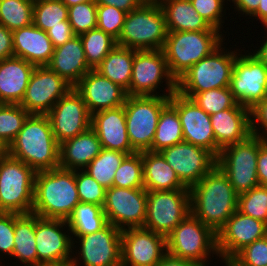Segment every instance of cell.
Instances as JSON below:
<instances>
[{
	"label": "cell",
	"mask_w": 267,
	"mask_h": 266,
	"mask_svg": "<svg viewBox=\"0 0 267 266\" xmlns=\"http://www.w3.org/2000/svg\"><path fill=\"white\" fill-rule=\"evenodd\" d=\"M189 192L191 214L216 234L237 210L238 194L217 165Z\"/></svg>",
	"instance_id": "obj_1"
},
{
	"label": "cell",
	"mask_w": 267,
	"mask_h": 266,
	"mask_svg": "<svg viewBox=\"0 0 267 266\" xmlns=\"http://www.w3.org/2000/svg\"><path fill=\"white\" fill-rule=\"evenodd\" d=\"M60 144L54 137L47 115L29 114L22 129L9 145V155L35 172L59 167Z\"/></svg>",
	"instance_id": "obj_2"
},
{
	"label": "cell",
	"mask_w": 267,
	"mask_h": 266,
	"mask_svg": "<svg viewBox=\"0 0 267 266\" xmlns=\"http://www.w3.org/2000/svg\"><path fill=\"white\" fill-rule=\"evenodd\" d=\"M79 203L75 170L58 167L36 172L33 214L41 218L67 221Z\"/></svg>",
	"instance_id": "obj_3"
},
{
	"label": "cell",
	"mask_w": 267,
	"mask_h": 266,
	"mask_svg": "<svg viewBox=\"0 0 267 266\" xmlns=\"http://www.w3.org/2000/svg\"><path fill=\"white\" fill-rule=\"evenodd\" d=\"M225 41L177 80L179 94L191 99L196 93L230 86L233 65L241 48L230 43L232 47L229 46V49L226 47L229 42Z\"/></svg>",
	"instance_id": "obj_4"
},
{
	"label": "cell",
	"mask_w": 267,
	"mask_h": 266,
	"mask_svg": "<svg viewBox=\"0 0 267 266\" xmlns=\"http://www.w3.org/2000/svg\"><path fill=\"white\" fill-rule=\"evenodd\" d=\"M168 30L157 0H146L127 13L117 45L135 50H162Z\"/></svg>",
	"instance_id": "obj_5"
},
{
	"label": "cell",
	"mask_w": 267,
	"mask_h": 266,
	"mask_svg": "<svg viewBox=\"0 0 267 266\" xmlns=\"http://www.w3.org/2000/svg\"><path fill=\"white\" fill-rule=\"evenodd\" d=\"M224 35L219 30L168 32L162 50L176 81L227 39Z\"/></svg>",
	"instance_id": "obj_6"
},
{
	"label": "cell",
	"mask_w": 267,
	"mask_h": 266,
	"mask_svg": "<svg viewBox=\"0 0 267 266\" xmlns=\"http://www.w3.org/2000/svg\"><path fill=\"white\" fill-rule=\"evenodd\" d=\"M166 244L169 255L193 261L200 266L213 264L210 262H213L211 259L214 256L220 260L217 234L192 214L171 231L166 237Z\"/></svg>",
	"instance_id": "obj_7"
},
{
	"label": "cell",
	"mask_w": 267,
	"mask_h": 266,
	"mask_svg": "<svg viewBox=\"0 0 267 266\" xmlns=\"http://www.w3.org/2000/svg\"><path fill=\"white\" fill-rule=\"evenodd\" d=\"M176 91L163 50H135L129 96L170 97Z\"/></svg>",
	"instance_id": "obj_8"
},
{
	"label": "cell",
	"mask_w": 267,
	"mask_h": 266,
	"mask_svg": "<svg viewBox=\"0 0 267 266\" xmlns=\"http://www.w3.org/2000/svg\"><path fill=\"white\" fill-rule=\"evenodd\" d=\"M35 174L10 155L0 160V212L32 213Z\"/></svg>",
	"instance_id": "obj_9"
},
{
	"label": "cell",
	"mask_w": 267,
	"mask_h": 266,
	"mask_svg": "<svg viewBox=\"0 0 267 266\" xmlns=\"http://www.w3.org/2000/svg\"><path fill=\"white\" fill-rule=\"evenodd\" d=\"M265 141L251 134L246 140L223 148L217 156L218 168L227 176L238 195L259 186L257 158L259 147Z\"/></svg>",
	"instance_id": "obj_10"
},
{
	"label": "cell",
	"mask_w": 267,
	"mask_h": 266,
	"mask_svg": "<svg viewBox=\"0 0 267 266\" xmlns=\"http://www.w3.org/2000/svg\"><path fill=\"white\" fill-rule=\"evenodd\" d=\"M169 102L170 97L127 95L124 103L127 134L136 152L152 151L160 113Z\"/></svg>",
	"instance_id": "obj_11"
},
{
	"label": "cell",
	"mask_w": 267,
	"mask_h": 266,
	"mask_svg": "<svg viewBox=\"0 0 267 266\" xmlns=\"http://www.w3.org/2000/svg\"><path fill=\"white\" fill-rule=\"evenodd\" d=\"M72 240V266H121V230L112 224Z\"/></svg>",
	"instance_id": "obj_12"
},
{
	"label": "cell",
	"mask_w": 267,
	"mask_h": 266,
	"mask_svg": "<svg viewBox=\"0 0 267 266\" xmlns=\"http://www.w3.org/2000/svg\"><path fill=\"white\" fill-rule=\"evenodd\" d=\"M240 46L243 50L235 59L229 88L237 104L252 109L267 96V66Z\"/></svg>",
	"instance_id": "obj_13"
},
{
	"label": "cell",
	"mask_w": 267,
	"mask_h": 266,
	"mask_svg": "<svg viewBox=\"0 0 267 266\" xmlns=\"http://www.w3.org/2000/svg\"><path fill=\"white\" fill-rule=\"evenodd\" d=\"M189 214V190L147 191L145 228L167 237Z\"/></svg>",
	"instance_id": "obj_14"
},
{
	"label": "cell",
	"mask_w": 267,
	"mask_h": 266,
	"mask_svg": "<svg viewBox=\"0 0 267 266\" xmlns=\"http://www.w3.org/2000/svg\"><path fill=\"white\" fill-rule=\"evenodd\" d=\"M147 210V191L144 188L106 189L103 211L108 223L121 231L144 227Z\"/></svg>",
	"instance_id": "obj_15"
},
{
	"label": "cell",
	"mask_w": 267,
	"mask_h": 266,
	"mask_svg": "<svg viewBox=\"0 0 267 266\" xmlns=\"http://www.w3.org/2000/svg\"><path fill=\"white\" fill-rule=\"evenodd\" d=\"M72 88L48 66H36L20 105L29 114L47 115L54 104Z\"/></svg>",
	"instance_id": "obj_16"
},
{
	"label": "cell",
	"mask_w": 267,
	"mask_h": 266,
	"mask_svg": "<svg viewBox=\"0 0 267 266\" xmlns=\"http://www.w3.org/2000/svg\"><path fill=\"white\" fill-rule=\"evenodd\" d=\"M166 254L163 235L145 227L121 231V266H156Z\"/></svg>",
	"instance_id": "obj_17"
},
{
	"label": "cell",
	"mask_w": 267,
	"mask_h": 266,
	"mask_svg": "<svg viewBox=\"0 0 267 266\" xmlns=\"http://www.w3.org/2000/svg\"><path fill=\"white\" fill-rule=\"evenodd\" d=\"M160 153L187 188L198 183L217 165V158L210 151L185 141Z\"/></svg>",
	"instance_id": "obj_18"
},
{
	"label": "cell",
	"mask_w": 267,
	"mask_h": 266,
	"mask_svg": "<svg viewBox=\"0 0 267 266\" xmlns=\"http://www.w3.org/2000/svg\"><path fill=\"white\" fill-rule=\"evenodd\" d=\"M169 103L179 115L184 141L210 151L217 158L221 149L216 144L210 115L177 91L170 96Z\"/></svg>",
	"instance_id": "obj_19"
},
{
	"label": "cell",
	"mask_w": 267,
	"mask_h": 266,
	"mask_svg": "<svg viewBox=\"0 0 267 266\" xmlns=\"http://www.w3.org/2000/svg\"><path fill=\"white\" fill-rule=\"evenodd\" d=\"M47 116L59 144L91 127V114L74 87L54 104Z\"/></svg>",
	"instance_id": "obj_20"
},
{
	"label": "cell",
	"mask_w": 267,
	"mask_h": 266,
	"mask_svg": "<svg viewBox=\"0 0 267 266\" xmlns=\"http://www.w3.org/2000/svg\"><path fill=\"white\" fill-rule=\"evenodd\" d=\"M267 235V224L236 210L217 232V250L224 265L242 248Z\"/></svg>",
	"instance_id": "obj_21"
},
{
	"label": "cell",
	"mask_w": 267,
	"mask_h": 266,
	"mask_svg": "<svg viewBox=\"0 0 267 266\" xmlns=\"http://www.w3.org/2000/svg\"><path fill=\"white\" fill-rule=\"evenodd\" d=\"M35 241L38 264L72 261L73 240L66 220L36 215Z\"/></svg>",
	"instance_id": "obj_22"
},
{
	"label": "cell",
	"mask_w": 267,
	"mask_h": 266,
	"mask_svg": "<svg viewBox=\"0 0 267 266\" xmlns=\"http://www.w3.org/2000/svg\"><path fill=\"white\" fill-rule=\"evenodd\" d=\"M74 89L82 96L89 113L124 105L127 93L96 70L88 71Z\"/></svg>",
	"instance_id": "obj_23"
},
{
	"label": "cell",
	"mask_w": 267,
	"mask_h": 266,
	"mask_svg": "<svg viewBox=\"0 0 267 266\" xmlns=\"http://www.w3.org/2000/svg\"><path fill=\"white\" fill-rule=\"evenodd\" d=\"M91 128L96 132L102 148L128 155L136 153L129 142L124 105L93 113Z\"/></svg>",
	"instance_id": "obj_24"
},
{
	"label": "cell",
	"mask_w": 267,
	"mask_h": 266,
	"mask_svg": "<svg viewBox=\"0 0 267 266\" xmlns=\"http://www.w3.org/2000/svg\"><path fill=\"white\" fill-rule=\"evenodd\" d=\"M210 121L216 144L221 150L251 135L250 109L240 104L210 115Z\"/></svg>",
	"instance_id": "obj_25"
},
{
	"label": "cell",
	"mask_w": 267,
	"mask_h": 266,
	"mask_svg": "<svg viewBox=\"0 0 267 266\" xmlns=\"http://www.w3.org/2000/svg\"><path fill=\"white\" fill-rule=\"evenodd\" d=\"M14 56L35 66H47L52 58L54 47L47 32L33 23L12 32Z\"/></svg>",
	"instance_id": "obj_26"
},
{
	"label": "cell",
	"mask_w": 267,
	"mask_h": 266,
	"mask_svg": "<svg viewBox=\"0 0 267 266\" xmlns=\"http://www.w3.org/2000/svg\"><path fill=\"white\" fill-rule=\"evenodd\" d=\"M35 67L16 56L0 60V103L22 102Z\"/></svg>",
	"instance_id": "obj_27"
},
{
	"label": "cell",
	"mask_w": 267,
	"mask_h": 266,
	"mask_svg": "<svg viewBox=\"0 0 267 266\" xmlns=\"http://www.w3.org/2000/svg\"><path fill=\"white\" fill-rule=\"evenodd\" d=\"M47 66L74 87L91 70L85 58L80 36L76 35L63 45L54 48Z\"/></svg>",
	"instance_id": "obj_28"
},
{
	"label": "cell",
	"mask_w": 267,
	"mask_h": 266,
	"mask_svg": "<svg viewBox=\"0 0 267 266\" xmlns=\"http://www.w3.org/2000/svg\"><path fill=\"white\" fill-rule=\"evenodd\" d=\"M102 150L96 132L87 131L60 144L59 167L67 170H84Z\"/></svg>",
	"instance_id": "obj_29"
},
{
	"label": "cell",
	"mask_w": 267,
	"mask_h": 266,
	"mask_svg": "<svg viewBox=\"0 0 267 266\" xmlns=\"http://www.w3.org/2000/svg\"><path fill=\"white\" fill-rule=\"evenodd\" d=\"M142 161L146 191L189 190L160 152L143 151Z\"/></svg>",
	"instance_id": "obj_30"
},
{
	"label": "cell",
	"mask_w": 267,
	"mask_h": 266,
	"mask_svg": "<svg viewBox=\"0 0 267 266\" xmlns=\"http://www.w3.org/2000/svg\"><path fill=\"white\" fill-rule=\"evenodd\" d=\"M165 14L168 32L218 30L194 9L190 0H157Z\"/></svg>",
	"instance_id": "obj_31"
},
{
	"label": "cell",
	"mask_w": 267,
	"mask_h": 266,
	"mask_svg": "<svg viewBox=\"0 0 267 266\" xmlns=\"http://www.w3.org/2000/svg\"><path fill=\"white\" fill-rule=\"evenodd\" d=\"M35 225V214L14 213V249L11 260L14 259L16 262L13 261V265H15V263V266H31L38 264L35 241Z\"/></svg>",
	"instance_id": "obj_32"
},
{
	"label": "cell",
	"mask_w": 267,
	"mask_h": 266,
	"mask_svg": "<svg viewBox=\"0 0 267 266\" xmlns=\"http://www.w3.org/2000/svg\"><path fill=\"white\" fill-rule=\"evenodd\" d=\"M135 49L116 45L95 69L129 95Z\"/></svg>",
	"instance_id": "obj_33"
},
{
	"label": "cell",
	"mask_w": 267,
	"mask_h": 266,
	"mask_svg": "<svg viewBox=\"0 0 267 266\" xmlns=\"http://www.w3.org/2000/svg\"><path fill=\"white\" fill-rule=\"evenodd\" d=\"M67 223L71 236H81L101 230L108 221L103 206L79 203L67 219Z\"/></svg>",
	"instance_id": "obj_34"
},
{
	"label": "cell",
	"mask_w": 267,
	"mask_h": 266,
	"mask_svg": "<svg viewBox=\"0 0 267 266\" xmlns=\"http://www.w3.org/2000/svg\"><path fill=\"white\" fill-rule=\"evenodd\" d=\"M183 141V129L179 115L177 110L168 103L160 113L152 142V152H161Z\"/></svg>",
	"instance_id": "obj_35"
},
{
	"label": "cell",
	"mask_w": 267,
	"mask_h": 266,
	"mask_svg": "<svg viewBox=\"0 0 267 266\" xmlns=\"http://www.w3.org/2000/svg\"><path fill=\"white\" fill-rule=\"evenodd\" d=\"M127 155L120 151L102 148L99 155L86 166L84 171L105 189L111 188L115 172Z\"/></svg>",
	"instance_id": "obj_36"
},
{
	"label": "cell",
	"mask_w": 267,
	"mask_h": 266,
	"mask_svg": "<svg viewBox=\"0 0 267 266\" xmlns=\"http://www.w3.org/2000/svg\"><path fill=\"white\" fill-rule=\"evenodd\" d=\"M84 48L85 58L91 70H95L117 45L116 39L98 28L79 35Z\"/></svg>",
	"instance_id": "obj_37"
},
{
	"label": "cell",
	"mask_w": 267,
	"mask_h": 266,
	"mask_svg": "<svg viewBox=\"0 0 267 266\" xmlns=\"http://www.w3.org/2000/svg\"><path fill=\"white\" fill-rule=\"evenodd\" d=\"M34 0H0V24L10 31L33 23Z\"/></svg>",
	"instance_id": "obj_38"
},
{
	"label": "cell",
	"mask_w": 267,
	"mask_h": 266,
	"mask_svg": "<svg viewBox=\"0 0 267 266\" xmlns=\"http://www.w3.org/2000/svg\"><path fill=\"white\" fill-rule=\"evenodd\" d=\"M68 20V7L60 0H34L33 24L43 31Z\"/></svg>",
	"instance_id": "obj_39"
},
{
	"label": "cell",
	"mask_w": 267,
	"mask_h": 266,
	"mask_svg": "<svg viewBox=\"0 0 267 266\" xmlns=\"http://www.w3.org/2000/svg\"><path fill=\"white\" fill-rule=\"evenodd\" d=\"M113 186L144 188L142 152L127 155L115 172Z\"/></svg>",
	"instance_id": "obj_40"
},
{
	"label": "cell",
	"mask_w": 267,
	"mask_h": 266,
	"mask_svg": "<svg viewBox=\"0 0 267 266\" xmlns=\"http://www.w3.org/2000/svg\"><path fill=\"white\" fill-rule=\"evenodd\" d=\"M29 113L20 104L0 103V139L10 145Z\"/></svg>",
	"instance_id": "obj_41"
},
{
	"label": "cell",
	"mask_w": 267,
	"mask_h": 266,
	"mask_svg": "<svg viewBox=\"0 0 267 266\" xmlns=\"http://www.w3.org/2000/svg\"><path fill=\"white\" fill-rule=\"evenodd\" d=\"M237 210L267 224V186H256L238 195Z\"/></svg>",
	"instance_id": "obj_42"
},
{
	"label": "cell",
	"mask_w": 267,
	"mask_h": 266,
	"mask_svg": "<svg viewBox=\"0 0 267 266\" xmlns=\"http://www.w3.org/2000/svg\"><path fill=\"white\" fill-rule=\"evenodd\" d=\"M191 99L209 115L232 108L237 103L229 87L199 92Z\"/></svg>",
	"instance_id": "obj_43"
},
{
	"label": "cell",
	"mask_w": 267,
	"mask_h": 266,
	"mask_svg": "<svg viewBox=\"0 0 267 266\" xmlns=\"http://www.w3.org/2000/svg\"><path fill=\"white\" fill-rule=\"evenodd\" d=\"M68 21L77 36L97 28V4L94 0L68 7Z\"/></svg>",
	"instance_id": "obj_44"
},
{
	"label": "cell",
	"mask_w": 267,
	"mask_h": 266,
	"mask_svg": "<svg viewBox=\"0 0 267 266\" xmlns=\"http://www.w3.org/2000/svg\"><path fill=\"white\" fill-rule=\"evenodd\" d=\"M194 9L200 14L201 17H203L208 24L211 27H214L218 29L220 32L223 31V34H226L229 32H225L224 29H226L223 25L228 20L225 16L226 14H231L229 12L230 3H228L226 0H190ZM226 4V5H225ZM229 13H227V10ZM226 17V18H225Z\"/></svg>",
	"instance_id": "obj_45"
},
{
	"label": "cell",
	"mask_w": 267,
	"mask_h": 266,
	"mask_svg": "<svg viewBox=\"0 0 267 266\" xmlns=\"http://www.w3.org/2000/svg\"><path fill=\"white\" fill-rule=\"evenodd\" d=\"M223 266H267V235L242 248Z\"/></svg>",
	"instance_id": "obj_46"
},
{
	"label": "cell",
	"mask_w": 267,
	"mask_h": 266,
	"mask_svg": "<svg viewBox=\"0 0 267 266\" xmlns=\"http://www.w3.org/2000/svg\"><path fill=\"white\" fill-rule=\"evenodd\" d=\"M75 180L80 203L104 206L106 189L84 170H75Z\"/></svg>",
	"instance_id": "obj_47"
},
{
	"label": "cell",
	"mask_w": 267,
	"mask_h": 266,
	"mask_svg": "<svg viewBox=\"0 0 267 266\" xmlns=\"http://www.w3.org/2000/svg\"><path fill=\"white\" fill-rule=\"evenodd\" d=\"M127 12L109 5H97V28L119 38Z\"/></svg>",
	"instance_id": "obj_48"
},
{
	"label": "cell",
	"mask_w": 267,
	"mask_h": 266,
	"mask_svg": "<svg viewBox=\"0 0 267 266\" xmlns=\"http://www.w3.org/2000/svg\"><path fill=\"white\" fill-rule=\"evenodd\" d=\"M13 249L14 213L0 212V266H5V261L3 260L6 259L5 257L11 259L10 257H12ZM2 261H4V263H2Z\"/></svg>",
	"instance_id": "obj_49"
},
{
	"label": "cell",
	"mask_w": 267,
	"mask_h": 266,
	"mask_svg": "<svg viewBox=\"0 0 267 266\" xmlns=\"http://www.w3.org/2000/svg\"><path fill=\"white\" fill-rule=\"evenodd\" d=\"M251 134L267 140V96L250 109Z\"/></svg>",
	"instance_id": "obj_50"
},
{
	"label": "cell",
	"mask_w": 267,
	"mask_h": 266,
	"mask_svg": "<svg viewBox=\"0 0 267 266\" xmlns=\"http://www.w3.org/2000/svg\"><path fill=\"white\" fill-rule=\"evenodd\" d=\"M46 32L54 48L63 45L76 36L68 20L62 21V25L49 28Z\"/></svg>",
	"instance_id": "obj_51"
},
{
	"label": "cell",
	"mask_w": 267,
	"mask_h": 266,
	"mask_svg": "<svg viewBox=\"0 0 267 266\" xmlns=\"http://www.w3.org/2000/svg\"><path fill=\"white\" fill-rule=\"evenodd\" d=\"M260 0H234L230 9H234L233 12H237L238 17H246L245 20L249 19L258 9ZM233 6V7H232ZM248 16V17H247Z\"/></svg>",
	"instance_id": "obj_52"
},
{
	"label": "cell",
	"mask_w": 267,
	"mask_h": 266,
	"mask_svg": "<svg viewBox=\"0 0 267 266\" xmlns=\"http://www.w3.org/2000/svg\"><path fill=\"white\" fill-rule=\"evenodd\" d=\"M14 56L12 31L0 24V60Z\"/></svg>",
	"instance_id": "obj_53"
},
{
	"label": "cell",
	"mask_w": 267,
	"mask_h": 266,
	"mask_svg": "<svg viewBox=\"0 0 267 266\" xmlns=\"http://www.w3.org/2000/svg\"><path fill=\"white\" fill-rule=\"evenodd\" d=\"M257 176L261 186H267V140L259 147Z\"/></svg>",
	"instance_id": "obj_54"
},
{
	"label": "cell",
	"mask_w": 267,
	"mask_h": 266,
	"mask_svg": "<svg viewBox=\"0 0 267 266\" xmlns=\"http://www.w3.org/2000/svg\"><path fill=\"white\" fill-rule=\"evenodd\" d=\"M97 5H109L127 13L137 9L146 0H94Z\"/></svg>",
	"instance_id": "obj_55"
},
{
	"label": "cell",
	"mask_w": 267,
	"mask_h": 266,
	"mask_svg": "<svg viewBox=\"0 0 267 266\" xmlns=\"http://www.w3.org/2000/svg\"><path fill=\"white\" fill-rule=\"evenodd\" d=\"M156 266H200V265L187 259H180L173 257L167 253Z\"/></svg>",
	"instance_id": "obj_56"
},
{
	"label": "cell",
	"mask_w": 267,
	"mask_h": 266,
	"mask_svg": "<svg viewBox=\"0 0 267 266\" xmlns=\"http://www.w3.org/2000/svg\"><path fill=\"white\" fill-rule=\"evenodd\" d=\"M262 29H264V32H266L267 34V25L263 26ZM262 38L263 39L260 40V45L258 47L257 46L253 47L255 49L250 48V51L267 66V35L263 36Z\"/></svg>",
	"instance_id": "obj_57"
},
{
	"label": "cell",
	"mask_w": 267,
	"mask_h": 266,
	"mask_svg": "<svg viewBox=\"0 0 267 266\" xmlns=\"http://www.w3.org/2000/svg\"><path fill=\"white\" fill-rule=\"evenodd\" d=\"M254 18L256 21L259 20L257 23L262 24L261 26L267 25V0H260L257 11L249 18L252 19L251 22L253 27L255 26L253 25V21L255 22Z\"/></svg>",
	"instance_id": "obj_58"
},
{
	"label": "cell",
	"mask_w": 267,
	"mask_h": 266,
	"mask_svg": "<svg viewBox=\"0 0 267 266\" xmlns=\"http://www.w3.org/2000/svg\"><path fill=\"white\" fill-rule=\"evenodd\" d=\"M9 155V145L0 139V160Z\"/></svg>",
	"instance_id": "obj_59"
},
{
	"label": "cell",
	"mask_w": 267,
	"mask_h": 266,
	"mask_svg": "<svg viewBox=\"0 0 267 266\" xmlns=\"http://www.w3.org/2000/svg\"><path fill=\"white\" fill-rule=\"evenodd\" d=\"M60 1L63 2L67 7H71L76 4H81L92 0H60Z\"/></svg>",
	"instance_id": "obj_60"
},
{
	"label": "cell",
	"mask_w": 267,
	"mask_h": 266,
	"mask_svg": "<svg viewBox=\"0 0 267 266\" xmlns=\"http://www.w3.org/2000/svg\"><path fill=\"white\" fill-rule=\"evenodd\" d=\"M31 266H72L71 262H62V263H39L36 265H31Z\"/></svg>",
	"instance_id": "obj_61"
},
{
	"label": "cell",
	"mask_w": 267,
	"mask_h": 266,
	"mask_svg": "<svg viewBox=\"0 0 267 266\" xmlns=\"http://www.w3.org/2000/svg\"><path fill=\"white\" fill-rule=\"evenodd\" d=\"M227 2H230V5H231V3L234 1V0H226Z\"/></svg>",
	"instance_id": "obj_62"
}]
</instances>
